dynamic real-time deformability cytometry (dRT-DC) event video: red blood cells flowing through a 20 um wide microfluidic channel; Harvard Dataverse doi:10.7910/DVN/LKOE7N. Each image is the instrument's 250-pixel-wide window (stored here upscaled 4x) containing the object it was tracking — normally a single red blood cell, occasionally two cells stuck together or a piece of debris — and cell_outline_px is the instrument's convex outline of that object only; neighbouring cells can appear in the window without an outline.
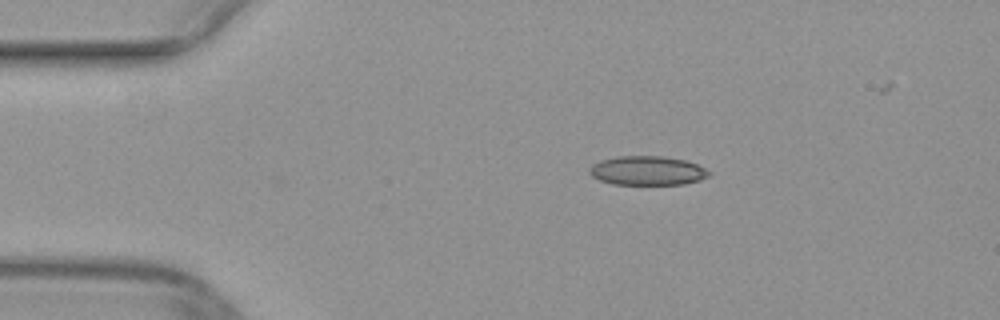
{"species": "common noctule bat (a hibernating species)", "species_latin": "Nyctalus noctula", "temperature_condition": "warm", "stored_images_in_passage": 38, "camera_frame_rate_fps": 3000, "um_per_image_px": 0.085, "animal": {"sex": "female", "body_mass_g": 29.2, "forearm_length_mm": 56.3}, "frame": {"image": 1, "passage_image": 1, "time_ms": 0.0, "image_size_px": [1000, 320], "cell_outline_px": [[712, 176], [700, 180], [684, 184], [612, 184], [600, 180], [592, 176], [588, 172], [588, 168], [592, 164], [600, 160], [620, 156], [664, 156], [684, 160], [696, 164], [712, 172]], "centroid_in_image_um": [55.03, 14.5], "position_along_channel_um": 30.0, "area_um2": 20.4}}
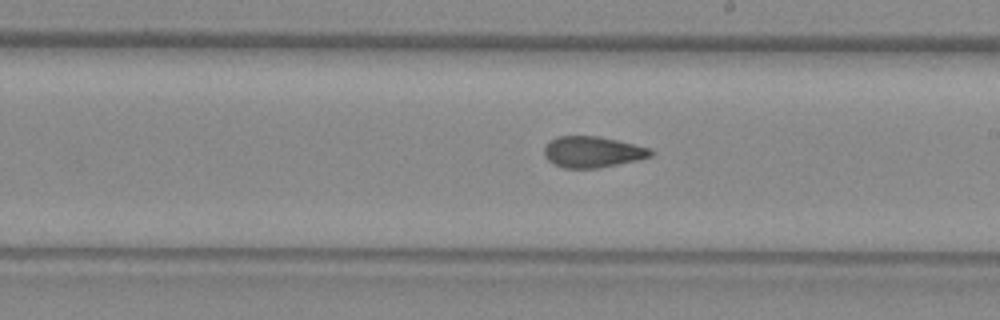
{"frame": {"image": 2, "passage_image": 20, "time_ms": 6.333, "image_size_px": [1000, 320], "cell_outline_px": [[656, 152], [652, 156], [636, 160], [596, 168], [564, 168], [552, 164], [544, 156], [544, 148], [548, 140], [556, 136], [596, 136], [616, 140], [652, 148]], "centroid_in_image_um": [50.34, 12.91], "position_along_channel_um": 238.7, "area_um2": 19.42}}
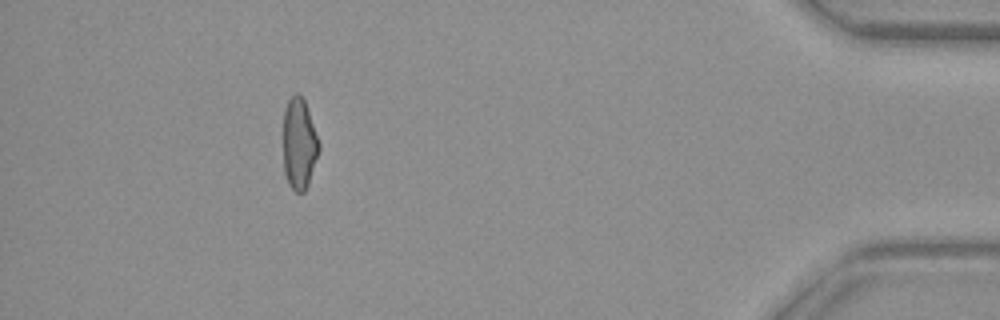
{"frame": {"image": 3, "passage_image": 37, "time_ms": 12.0, "image_size_px": [1000, 320], "cell_outline_px": [[320, 148], [308, 184], [304, 192], [296, 192], [288, 184], [284, 172], [284, 108], [288, 100], [296, 92], [304, 100], [320, 144]], "centroid_in_image_um": [25.42, 12.24], "position_along_channel_um": 409.8, "area_um2": 18.73}}